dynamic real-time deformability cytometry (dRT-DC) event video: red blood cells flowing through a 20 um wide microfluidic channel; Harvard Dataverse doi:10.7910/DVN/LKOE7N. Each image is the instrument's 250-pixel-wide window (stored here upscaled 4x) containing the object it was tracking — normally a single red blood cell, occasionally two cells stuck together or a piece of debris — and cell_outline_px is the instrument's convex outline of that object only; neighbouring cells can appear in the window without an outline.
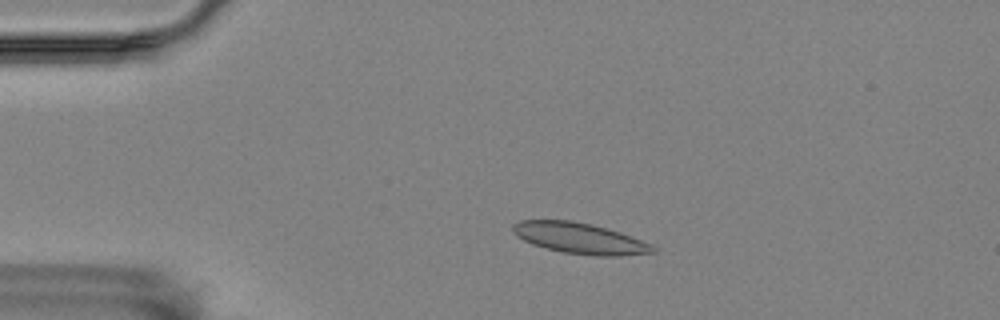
{"species": "Egyptian fruit bat (a non-hibernating species)", "species_latin": "Rousettus aegyptiacus", "temperature_condition": "room temperature", "stored_images_in_passage": 7, "camera_frame_rate_fps": 3000, "um_per_image_px": 0.085, "animal": {"sex": "female"}, "frame": {"image": 1, "passage_image": 3, "time_ms": 0.667, "image_size_px": [1000, 320], "cell_outline_px": [[660, 248], [656, 252], [620, 256], [596, 256], [564, 252], [544, 248], [532, 244], [516, 236], [512, 232], [512, 224], [520, 220], [572, 220], [592, 224], [608, 228], [620, 232], [652, 244]], "centroid_in_image_um": [49.3, 20.25], "position_along_channel_um": 35.7, "area_um2": 25.49}}
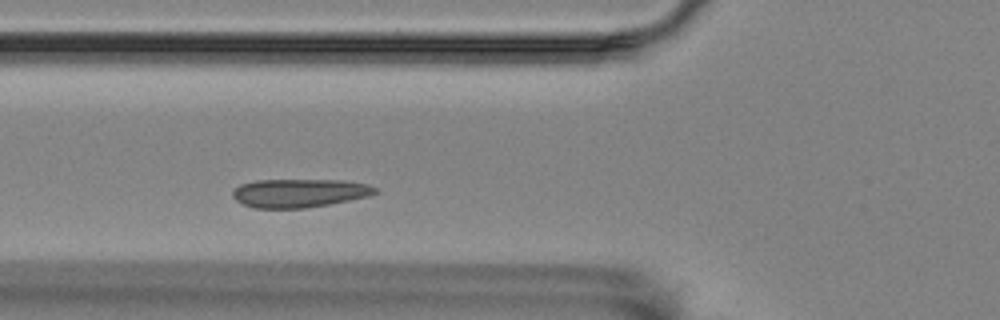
{"frame": {"image": 2, "passage_image": 5, "time_ms": 1.333, "image_size_px": [1000, 320], "cell_outline_px": [[380, 192], [368, 196], [328, 204], [304, 208], [256, 208], [244, 204], [236, 200], [232, 196], [232, 188], [240, 184], [256, 180], [348, 180], [368, 184], [380, 188]], "centroid_in_image_um": [25.47, 16.39], "position_along_channel_um": 100.3, "area_um2": 23.87}}
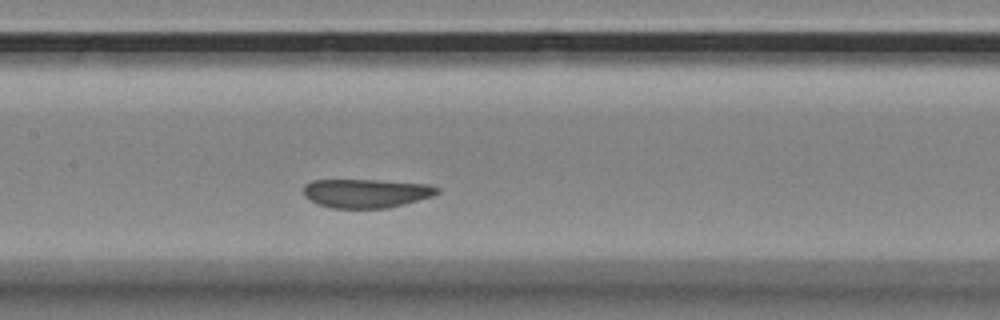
{"frame": {"image": 3, "passage_image": 7, "time_ms": 2.0, "image_size_px": [1000, 320], "cell_outline_px": [[440, 192], [432, 196], [388, 208], [332, 208], [316, 204], [304, 196], [304, 184], [312, 180], [380, 180], [428, 184], [440, 188]], "centroid_in_image_um": [31.11, 16.42], "position_along_channel_um": 176.3, "area_um2": 22.54}}